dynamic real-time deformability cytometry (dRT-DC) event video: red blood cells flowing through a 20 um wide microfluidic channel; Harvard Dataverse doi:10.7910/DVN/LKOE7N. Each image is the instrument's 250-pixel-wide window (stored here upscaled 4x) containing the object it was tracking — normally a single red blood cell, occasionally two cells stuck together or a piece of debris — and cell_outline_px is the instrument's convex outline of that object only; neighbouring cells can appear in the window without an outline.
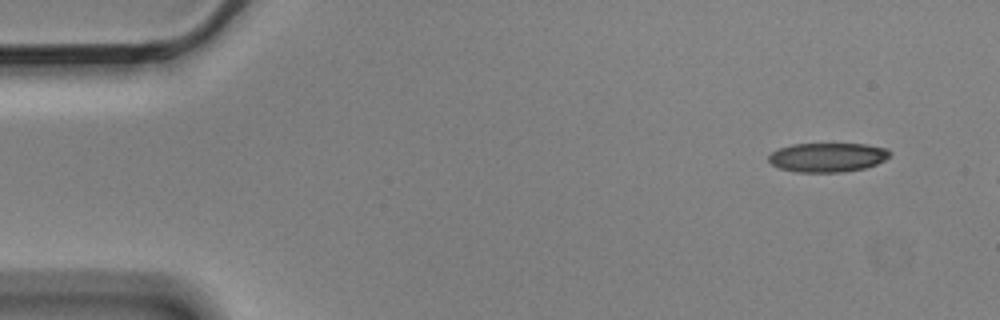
{"species": "Egyptian fruit bat (a non-hibernating species)", "species_latin": "Rousettus aegyptiacus", "temperature_condition": "cold", "stored_images_in_passage": 3, "camera_frame_rate_fps": 3000, "um_per_image_px": 0.085, "animal": {"sex": "male"}, "frame": {"image": 1, "passage_image": 1, "time_ms": 0.0, "image_size_px": [1000, 320], "cell_outline_px": [[888, 156], [884, 160], [876, 164], [864, 168], [844, 172], [796, 172], [780, 168], [772, 164], [768, 160], [768, 156], [772, 152], [780, 148], [792, 144], [864, 144], [888, 148]], "centroid_in_image_um": [70.32, 13.37], "position_along_channel_um": 14.7, "area_um2": 20.46}}